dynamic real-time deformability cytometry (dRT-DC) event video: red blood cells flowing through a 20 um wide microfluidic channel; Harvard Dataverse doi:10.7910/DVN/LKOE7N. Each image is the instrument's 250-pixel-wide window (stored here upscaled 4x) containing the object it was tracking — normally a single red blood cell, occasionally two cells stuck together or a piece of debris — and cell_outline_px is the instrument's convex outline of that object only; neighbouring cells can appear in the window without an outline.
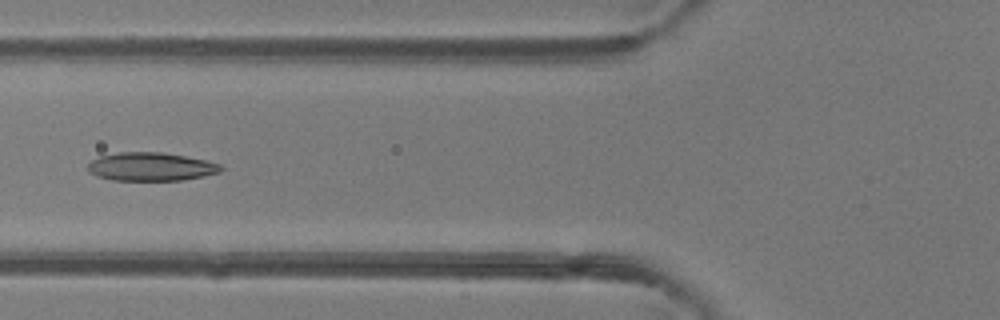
{"species": "common noctule bat (a hibernating species)", "species_latin": "Nyctalus noctula", "temperature_condition": "room temperature", "stored_images_in_passage": 5, "camera_frame_rate_fps": 3000, "um_per_image_px": 0.085, "animal": {"sex": "female"}, "frame": {"image": 1, "passage_image": 5, "time_ms": 5.333, "image_size_px": [1000, 320], "cell_outline_px": [[224, 168], [220, 172], [204, 176], [180, 180], [112, 180], [96, 176], [88, 172], [88, 164], [92, 160], [100, 156], [120, 152], [160, 152], [184, 156], [204, 160], [220, 164]], "centroid_in_image_um": [12.81, 14.17], "position_along_channel_um": 113.0, "area_um2": 21.91}}